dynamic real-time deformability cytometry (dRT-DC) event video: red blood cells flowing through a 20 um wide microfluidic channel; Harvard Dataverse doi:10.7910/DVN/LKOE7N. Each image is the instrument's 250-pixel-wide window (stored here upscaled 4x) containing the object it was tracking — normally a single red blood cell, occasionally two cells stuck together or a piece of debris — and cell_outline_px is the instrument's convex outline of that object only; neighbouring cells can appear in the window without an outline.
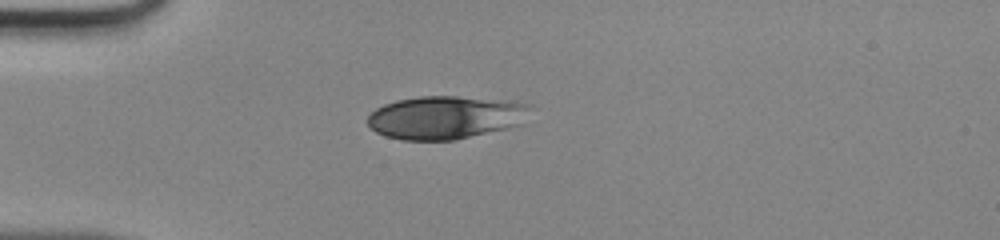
{"species": "human", "species_latin": "Homo sapiens", "temperature_condition": "room temperature", "stored_images_in_passage": 35, "camera_frame_rate_fps": 3000, "um_per_image_px": 0.085, "donor": {"sex": "male"}, "frame": {"image": 1, "passage_image": 1, "time_ms": 0.0, "image_size_px": [1000, 240], "cell_outline_px": [[528, 108], [524, 124], [508, 128], [456, 140], [400, 140], [384, 136], [376, 132], [368, 124], [368, 116], [376, 108], [384, 104], [396, 100], [420, 96], [456, 96], [528, 104]], "centroid_in_image_um": [37.8, 10.0], "position_along_channel_um": 47.2, "area_um2": 40.58}}
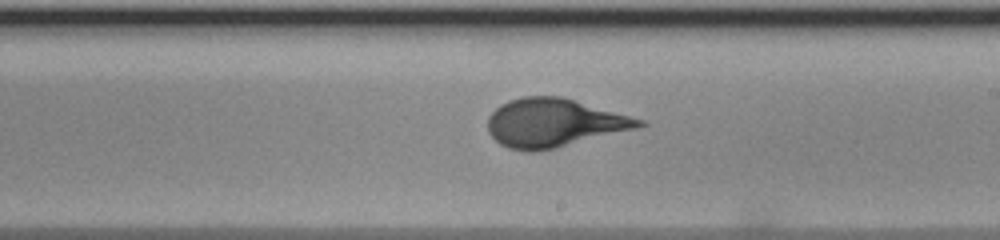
{"frame": {"image": 2, "passage_image": 16, "time_ms": 5.0, "image_size_px": [1000, 240], "cell_outline_px": [[648, 124], [636, 128], [556, 148], [532, 152], [528, 152], [508, 148], [500, 144], [488, 132], [488, 116], [500, 104], [508, 100], [524, 96], [560, 96], [644, 120]], "centroid_in_image_um": [47.04, 10.44], "position_along_channel_um": 242.0, "area_um2": 42.37}}
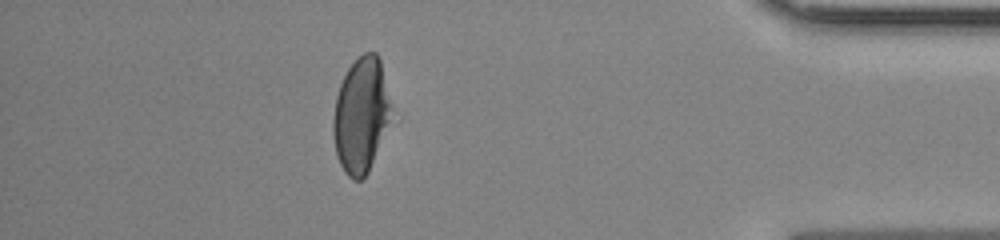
{"frame": {"image": 3, "passage_image": 30, "time_ms": 9.667, "image_size_px": [1000, 240], "cell_outline_px": [[392, 108], [388, 120], [368, 172], [360, 180], [352, 180], [344, 172], [336, 156], [332, 132], [332, 120], [336, 96], [340, 84], [348, 68], [364, 52], [376, 52], [380, 60], [392, 104]], "centroid_in_image_um": [30.65, 9.77], "position_along_channel_um": 404.5, "area_um2": 38.49}}